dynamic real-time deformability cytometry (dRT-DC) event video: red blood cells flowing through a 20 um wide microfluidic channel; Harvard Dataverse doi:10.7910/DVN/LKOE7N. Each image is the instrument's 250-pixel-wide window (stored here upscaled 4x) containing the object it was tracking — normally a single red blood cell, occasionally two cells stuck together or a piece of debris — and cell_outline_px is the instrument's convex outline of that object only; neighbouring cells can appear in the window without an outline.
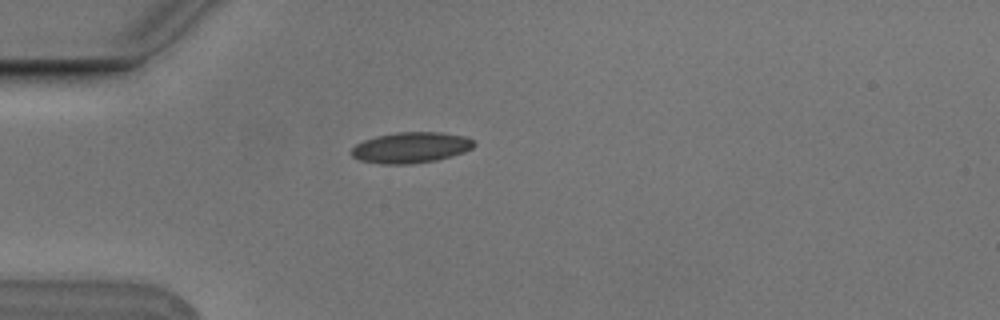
{"species": "Egyptian fruit bat (a non-hibernating species)", "species_latin": "Rousettus aegyptiacus", "temperature_condition": "cold", "stored_images_in_passage": 2, "camera_frame_rate_fps": 3000, "um_per_image_px": 0.085, "animal": {"sex": "male"}, "frame": {"image": 1, "passage_image": 1, "time_ms": 0.0, "image_size_px": [1000, 320], "cell_outline_px": [[476, 144], [472, 148], [464, 152], [452, 156], [436, 160], [412, 164], [380, 164], [360, 160], [352, 156], [348, 152], [356, 144], [364, 140], [376, 136], [396, 132], [440, 132], [464, 136], [472, 140]], "centroid_in_image_um": [34.9, 12.55], "position_along_channel_um": 50.1, "area_um2": 22.14}}